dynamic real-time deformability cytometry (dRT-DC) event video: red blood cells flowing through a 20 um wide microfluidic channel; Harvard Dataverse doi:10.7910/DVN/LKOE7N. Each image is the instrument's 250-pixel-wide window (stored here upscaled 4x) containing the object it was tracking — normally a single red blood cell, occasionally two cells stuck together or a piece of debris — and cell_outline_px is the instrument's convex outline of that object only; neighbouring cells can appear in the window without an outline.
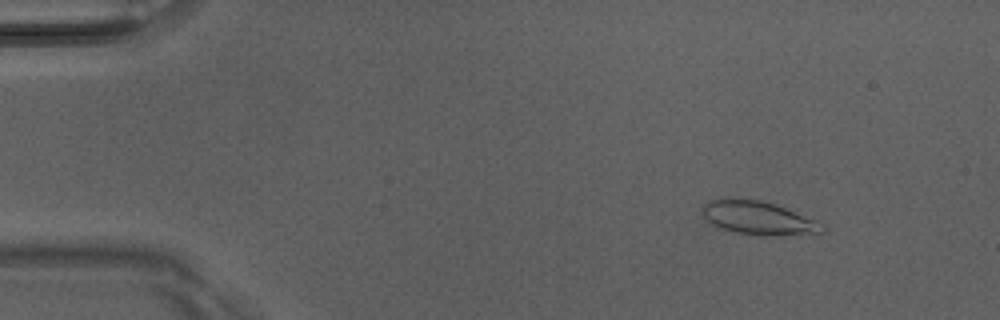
{"species": "Egyptian fruit bat (a non-hibernating species)", "species_latin": "Rousettus aegyptiacus", "temperature_condition": "room temperature", "stored_images_in_passage": 6, "camera_frame_rate_fps": 3000, "um_per_image_px": 0.085, "animal": {"sex": "male"}, "frame": {"image": 1, "passage_image": 1, "time_ms": 0.0, "image_size_px": [1000, 320], "cell_outline_px": [[828, 228], [820, 236], [760, 236], [736, 232], [720, 228], [704, 220], [704, 204], [708, 200], [760, 200], [776, 204], [816, 220], [824, 224]], "centroid_in_image_um": [64.63, 18.6], "position_along_channel_um": 20.4, "area_um2": 23.81}}